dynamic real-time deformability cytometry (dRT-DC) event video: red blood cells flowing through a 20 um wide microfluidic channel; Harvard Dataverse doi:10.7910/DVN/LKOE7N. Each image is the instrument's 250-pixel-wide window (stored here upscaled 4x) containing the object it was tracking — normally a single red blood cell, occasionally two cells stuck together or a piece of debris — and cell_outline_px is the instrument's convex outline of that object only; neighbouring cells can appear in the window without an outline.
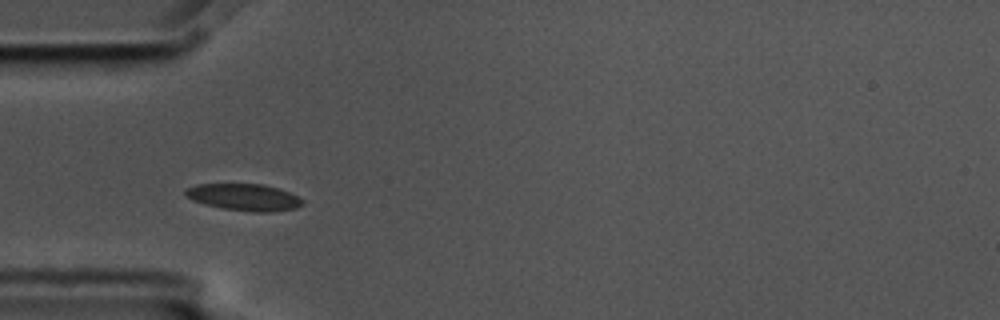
{"species": "common noctule bat (a hibernating species)", "species_latin": "Nyctalus noctula", "temperature_condition": "cold", "stored_images_in_passage": 3, "camera_frame_rate_fps": 3000, "um_per_image_px": 0.085, "animal": {"sex": "male", "body_mass_g": 17.5, "forearm_length_mm": 52.3}, "frame": {"image": 1, "passage_image": 2, "time_ms": 0.333, "image_size_px": [1000, 320], "cell_outline_px": [[304, 204], [296, 208], [272, 212], [256, 212], [220, 208], [204, 204], [192, 200], [184, 192], [188, 188], [196, 184], [264, 184], [288, 192], [304, 200]], "centroid_in_image_um": [20.76, 16.77], "position_along_channel_um": 64.2, "area_um2": 18.21}}